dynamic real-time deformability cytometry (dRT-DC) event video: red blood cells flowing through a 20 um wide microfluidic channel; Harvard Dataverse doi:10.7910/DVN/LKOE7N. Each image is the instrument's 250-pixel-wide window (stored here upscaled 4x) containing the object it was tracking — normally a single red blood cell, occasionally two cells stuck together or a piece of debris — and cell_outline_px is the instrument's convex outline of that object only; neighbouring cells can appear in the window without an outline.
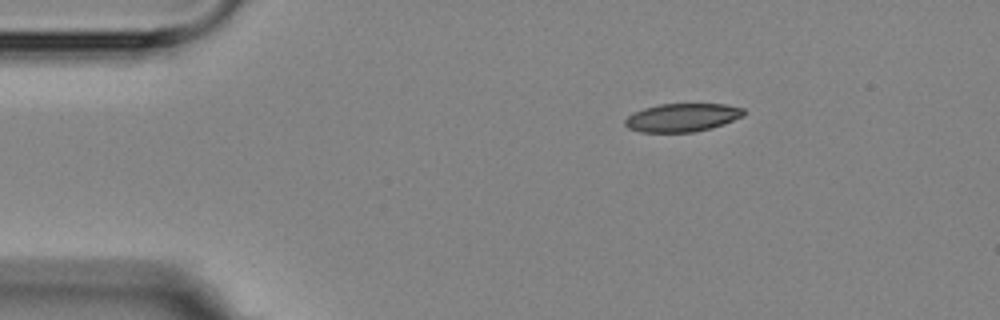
{"species": "Egyptian fruit bat (a non-hibernating species)", "species_latin": "Rousettus aegyptiacus", "temperature_condition": "room temperature", "stored_images_in_passage": 4, "camera_frame_rate_fps": 3000, "um_per_image_px": 0.085, "animal": {"sex": "female"}, "frame": {"image": 1, "passage_image": 4, "time_ms": 3.667, "image_size_px": [1000, 320], "cell_outline_px": [[744, 116], [724, 124], [712, 128], [692, 132], [640, 132], [628, 128], [624, 124], [624, 120], [632, 112], [644, 108], [660, 104], [724, 104], [744, 108]], "centroid_in_image_um": [57.98, 9.99], "position_along_channel_um": 27.0, "area_um2": 19.65}}